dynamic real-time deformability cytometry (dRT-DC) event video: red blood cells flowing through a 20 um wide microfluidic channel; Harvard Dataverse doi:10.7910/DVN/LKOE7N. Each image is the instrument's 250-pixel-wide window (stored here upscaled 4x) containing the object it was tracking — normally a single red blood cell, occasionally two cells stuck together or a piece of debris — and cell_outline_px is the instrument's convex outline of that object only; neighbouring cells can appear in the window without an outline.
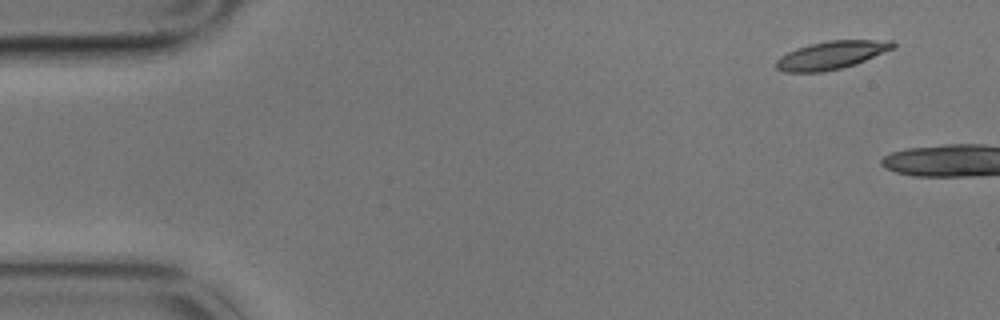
{"species": "common noctule bat (a hibernating species)", "species_latin": "Nyctalus noctula", "temperature_condition": "cold", "stored_images_in_passage": 4, "camera_frame_rate_fps": 3000, "um_per_image_px": 0.085, "animal": {"sex": "male", "body_mass_g": 17.9}, "frame": {"image": 1, "passage_image": 1, "time_ms": 0.0, "image_size_px": [1000, 320], "cell_outline_px": [[896, 48], [856, 64], [824, 72], [784, 72], [776, 68], [776, 60], [780, 56], [796, 48], [828, 40], [892, 40], [896, 44]], "centroid_in_image_um": [70.7, 4.68], "position_along_channel_um": 14.3, "area_um2": 19.19}}